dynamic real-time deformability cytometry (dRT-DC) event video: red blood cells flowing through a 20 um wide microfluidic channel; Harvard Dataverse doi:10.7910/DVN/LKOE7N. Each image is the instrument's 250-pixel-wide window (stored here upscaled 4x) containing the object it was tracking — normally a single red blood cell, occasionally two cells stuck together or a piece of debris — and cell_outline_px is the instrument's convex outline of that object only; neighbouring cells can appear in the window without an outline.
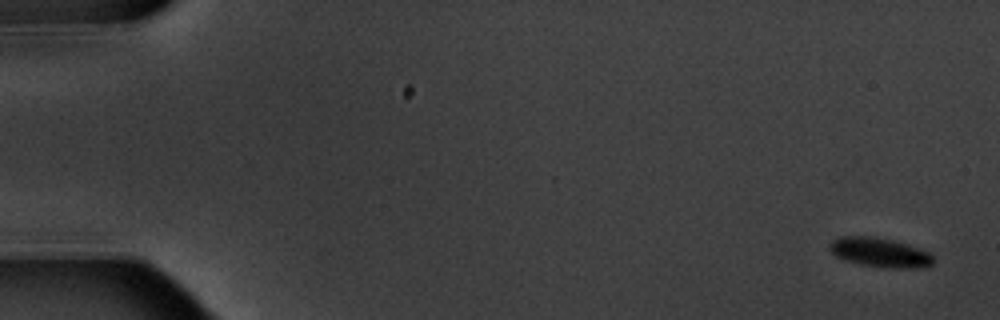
{"species": "common noctule bat (a hibernating species)", "species_latin": "Nyctalus noctula", "temperature_condition": "warm", "stored_images_in_passage": 6, "camera_frame_rate_fps": 3000, "um_per_image_px": 0.085, "animal": {"sex": "male", "body_mass_g": 20.1, "forearm_length_mm": 53.5}, "frame": {"image": 1, "passage_image": 1, "time_ms": 0.0, "image_size_px": [1000, 320], "cell_outline_px": [[932, 264], [924, 268], [896, 268], [860, 264], [844, 260], [836, 256], [828, 248], [832, 240], [840, 236], [872, 236], [892, 240], [908, 244], [920, 248], [928, 252], [932, 256]], "centroid_in_image_um": [74.78, 21.45], "position_along_channel_um": 10.2, "area_um2": 17.69}}
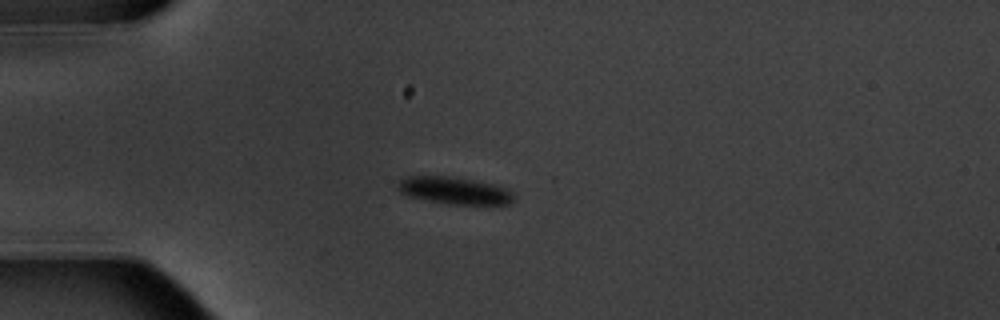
{"frame": {"image": 2, "passage_image": 5, "time_ms": 4.667, "image_size_px": [1000, 320], "cell_outline_px": [[516, 200], [512, 204], [444, 204], [424, 200], [408, 196], [400, 192], [396, 188], [396, 184], [400, 180], [408, 176], [448, 176], [472, 180], [492, 184], [508, 188], [516, 196]], "centroid_in_image_um": [38.63, 16.21], "position_along_channel_um": 46.4, "area_um2": 18.67}}